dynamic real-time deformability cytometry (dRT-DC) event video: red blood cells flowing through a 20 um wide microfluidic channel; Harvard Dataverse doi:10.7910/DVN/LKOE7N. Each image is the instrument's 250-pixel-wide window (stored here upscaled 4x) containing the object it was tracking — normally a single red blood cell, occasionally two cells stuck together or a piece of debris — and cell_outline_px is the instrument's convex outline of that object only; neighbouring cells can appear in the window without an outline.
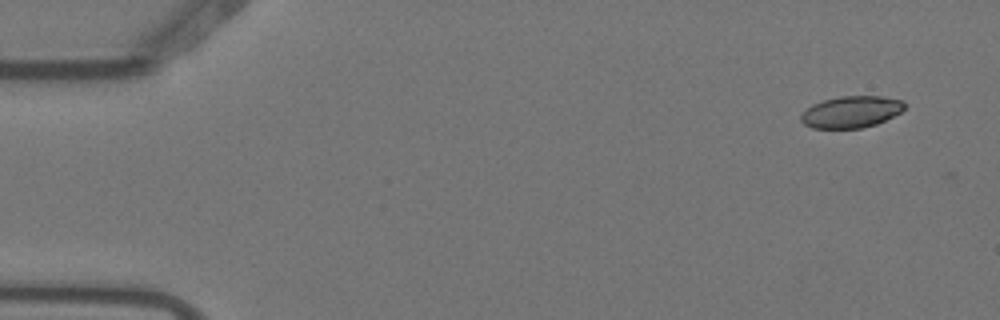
{"species": "Egyptian fruit bat (a non-hibernating species)", "species_latin": "Rousettus aegyptiacus", "temperature_condition": "warm", "stored_images_in_passage": 8, "camera_frame_rate_fps": 3000, "um_per_image_px": 0.085, "animal": {"sex": "female"}, "frame": {"image": 1, "passage_image": 1, "time_ms": 0.0, "image_size_px": [1000, 320], "cell_outline_px": [[904, 108], [900, 112], [876, 124], [860, 128], [812, 128], [804, 124], [800, 120], [800, 116], [812, 104], [824, 100], [840, 96], [880, 96], [900, 100], [904, 104]], "centroid_in_image_um": [72.31, 9.51], "position_along_channel_um": 12.7, "area_um2": 18.84}}
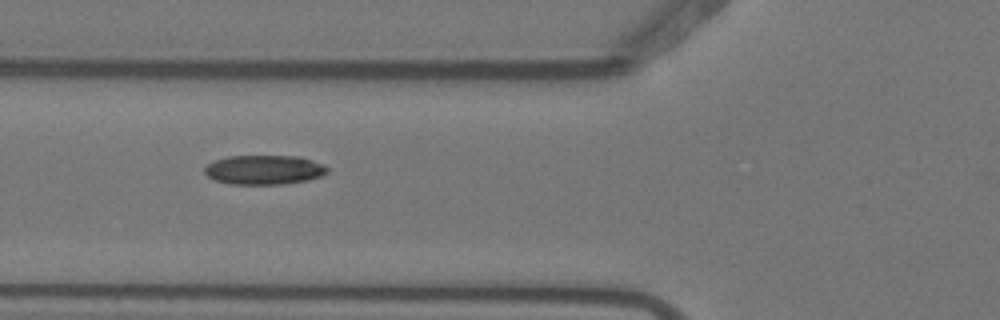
{"frame": {"image": 2, "passage_image": 6, "time_ms": 1.667, "image_size_px": [1000, 320], "cell_outline_px": [[328, 172], [320, 176], [308, 180], [284, 184], [232, 184], [216, 180], [208, 176], [204, 172], [204, 168], [208, 164], [216, 160], [228, 156], [300, 156], [324, 164], [328, 168]], "centroid_in_image_um": [22.48, 14.43], "position_along_channel_um": 103.3, "area_um2": 20.98}}
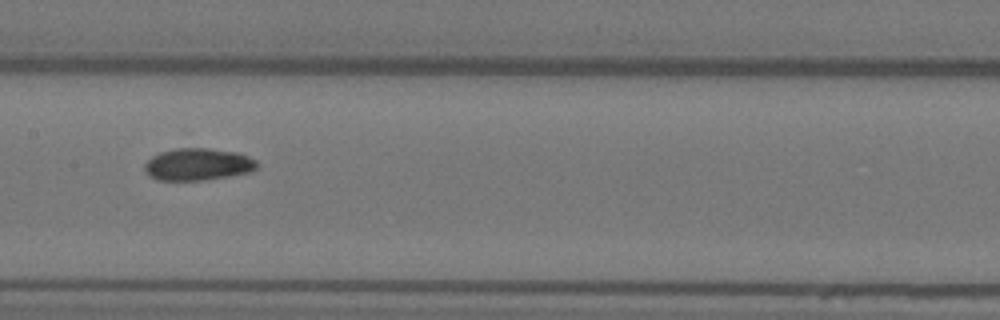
{"frame": {"image": 3, "passage_image": 8, "time_ms": 2.333, "image_size_px": [1000, 320], "cell_outline_px": [[260, 164], [256, 168], [248, 172], [228, 176], [200, 180], [160, 180], [148, 176], [144, 168], [144, 164], [152, 156], [160, 152], [176, 148], [208, 148], [236, 152], [248, 156], [256, 160]], "centroid_in_image_um": [16.81, 13.96], "position_along_channel_um": 190.6, "area_um2": 20.98}}